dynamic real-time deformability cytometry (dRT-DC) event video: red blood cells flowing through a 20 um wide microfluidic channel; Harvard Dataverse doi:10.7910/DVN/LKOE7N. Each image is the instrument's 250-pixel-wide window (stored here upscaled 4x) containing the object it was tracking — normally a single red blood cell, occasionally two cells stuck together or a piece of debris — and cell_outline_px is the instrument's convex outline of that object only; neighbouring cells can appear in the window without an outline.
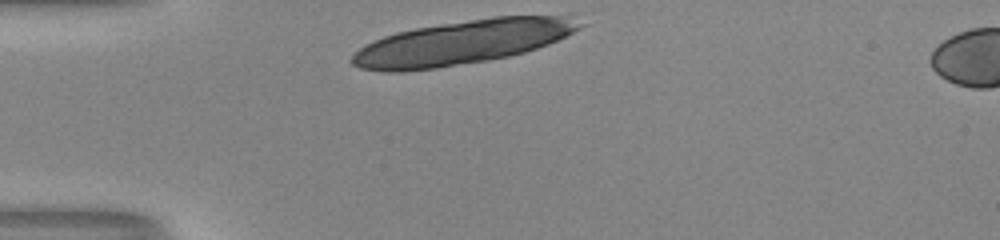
{"species": "human", "species_latin": "Homo sapiens", "temperature_condition": "room temperature", "stored_images_in_passage": 29, "camera_frame_rate_fps": 3000, "um_per_image_px": 0.085, "donor": {"sex": "male"}, "frame": {"image": 1, "passage_image": 1, "time_ms": 0.0, "image_size_px": [1000, 240], "cell_outline_px": [[584, 24], [580, 28], [548, 44], [524, 52], [508, 56], [488, 60], [436, 68], [404, 72], [384, 72], [360, 68], [352, 64], [348, 60], [364, 44], [372, 40], [396, 32], [416, 28], [492, 16], [568, 16]], "centroid_in_image_um": [39.21, 3.62], "position_along_channel_um": 45.8, "area_um2": 58.2}}
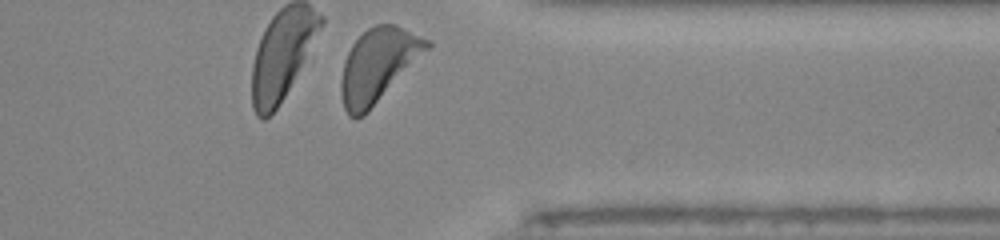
{"frame": {"image": 2, "passage_image": 29, "time_ms": 9.333, "image_size_px": [1000, 240], "cell_outline_px": [[432, 44], [368, 112], [364, 116], [356, 120], [348, 116], [344, 108], [340, 92], [340, 80], [344, 60], [352, 44], [368, 28], [376, 24], [396, 24], [432, 40]], "centroid_in_image_um": [32.1, 5.55], "position_along_channel_um": 379.3, "area_um2": 36.65}, "authors_computed_cell_mechanics": {"area_um2": 35.7204, "velocity_mm_per_s": 4.016, "shape_relaxation_time_tau1_ms": 1.8241, "shape_relaxation_time_tau2_ms": null, "deformation_change_tau1": 0.1378, "deformation_change_tau2": null}}